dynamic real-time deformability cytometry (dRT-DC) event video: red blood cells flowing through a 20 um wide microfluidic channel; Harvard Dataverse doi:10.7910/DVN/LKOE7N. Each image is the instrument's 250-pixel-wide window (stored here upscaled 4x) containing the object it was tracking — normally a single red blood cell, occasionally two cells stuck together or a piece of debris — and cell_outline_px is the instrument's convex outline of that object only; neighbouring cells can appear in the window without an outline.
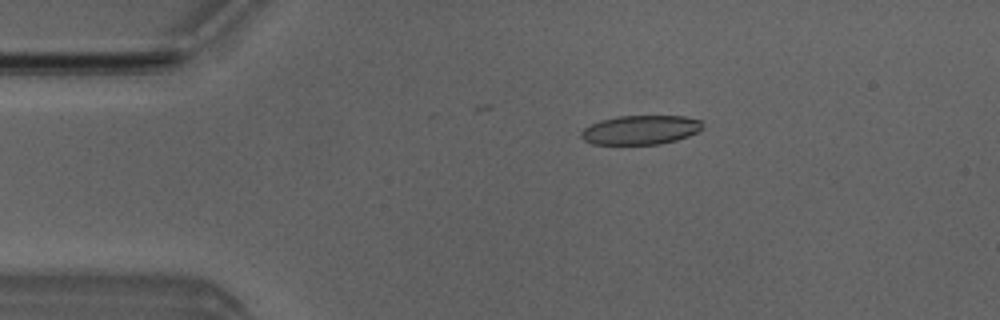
{"species": "Egyptian fruit bat (a non-hibernating species)", "species_latin": "Rousettus aegyptiacus", "temperature_condition": "room temperature", "stored_images_in_passage": 5, "camera_frame_rate_fps": 3000, "um_per_image_px": 0.085, "animal": {"sex": "male"}, "frame": {"image": 1, "passage_image": 5, "time_ms": 5.667, "image_size_px": [1000, 320], "cell_outline_px": [[704, 128], [688, 136], [676, 140], [660, 144], [592, 144], [584, 140], [580, 136], [580, 132], [584, 128], [600, 120], [620, 116], [684, 116], [700, 120], [704, 124]], "centroid_in_image_um": [54.46, 11.04], "position_along_channel_um": 30.5, "area_um2": 20.63}}